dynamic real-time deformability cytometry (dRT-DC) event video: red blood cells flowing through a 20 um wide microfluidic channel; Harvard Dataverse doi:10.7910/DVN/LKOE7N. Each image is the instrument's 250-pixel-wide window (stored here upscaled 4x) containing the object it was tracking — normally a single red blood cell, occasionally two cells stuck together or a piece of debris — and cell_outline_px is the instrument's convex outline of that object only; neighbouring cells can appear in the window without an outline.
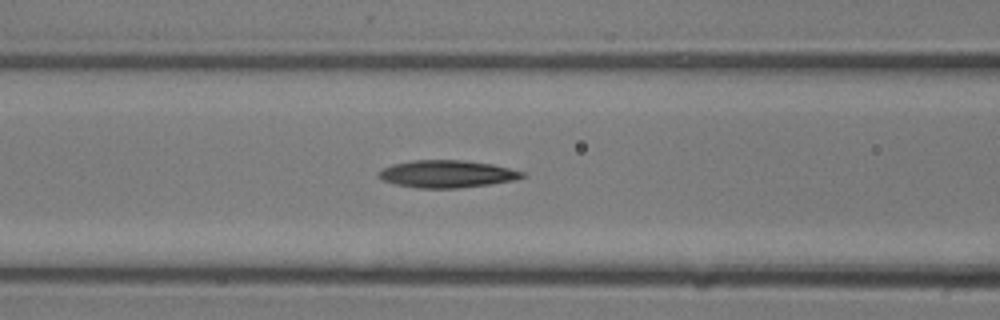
{"species": "common noctule bat (a hibernating species)", "species_latin": "Nyctalus noctula", "temperature_condition": "room temperature", "stored_images_in_passage": 13, "camera_frame_rate_fps": 3000, "um_per_image_px": 0.085, "animal": {"sex": "male", "body_mass_g": 13.3}, "frame": {"image": 1, "passage_image": 10, "time_ms": 3.0, "image_size_px": [1000, 320], "cell_outline_px": [[524, 176], [516, 180], [460, 188], [416, 188], [396, 184], [384, 180], [376, 176], [376, 172], [392, 164], [412, 160], [464, 160], [492, 164], [524, 172]], "centroid_in_image_um": [37.95, 14.78], "position_along_channel_um": 128.6, "area_um2": 22.89}}